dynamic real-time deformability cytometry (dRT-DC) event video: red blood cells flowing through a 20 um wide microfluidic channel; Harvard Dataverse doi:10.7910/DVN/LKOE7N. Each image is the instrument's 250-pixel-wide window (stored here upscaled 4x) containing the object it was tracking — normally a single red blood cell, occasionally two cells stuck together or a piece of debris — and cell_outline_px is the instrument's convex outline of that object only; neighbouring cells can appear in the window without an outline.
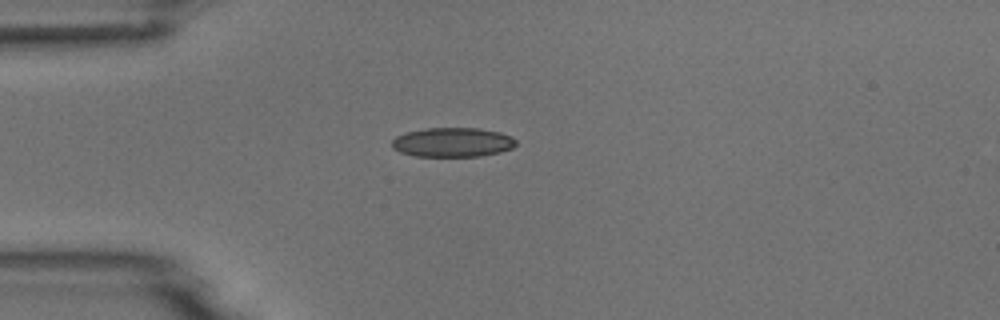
{"species": "common noctule bat (a hibernating species)", "species_latin": "Nyctalus noctula", "temperature_condition": "room temperature", "stored_images_in_passage": 5, "camera_frame_rate_fps": 3000, "um_per_image_px": 0.085, "animal": {"sex": "male", "body_mass_g": 18.8}, "frame": {"image": 1, "passage_image": 1, "time_ms": 0.0, "image_size_px": [1000, 320], "cell_outline_px": [[516, 144], [512, 148], [500, 152], [480, 156], [416, 156], [400, 152], [392, 148], [392, 140], [396, 136], [408, 132], [424, 128], [476, 128], [500, 132], [512, 136], [516, 140]], "centroid_in_image_um": [38.48, 12.09], "position_along_channel_um": 46.5, "area_um2": 21.21}}